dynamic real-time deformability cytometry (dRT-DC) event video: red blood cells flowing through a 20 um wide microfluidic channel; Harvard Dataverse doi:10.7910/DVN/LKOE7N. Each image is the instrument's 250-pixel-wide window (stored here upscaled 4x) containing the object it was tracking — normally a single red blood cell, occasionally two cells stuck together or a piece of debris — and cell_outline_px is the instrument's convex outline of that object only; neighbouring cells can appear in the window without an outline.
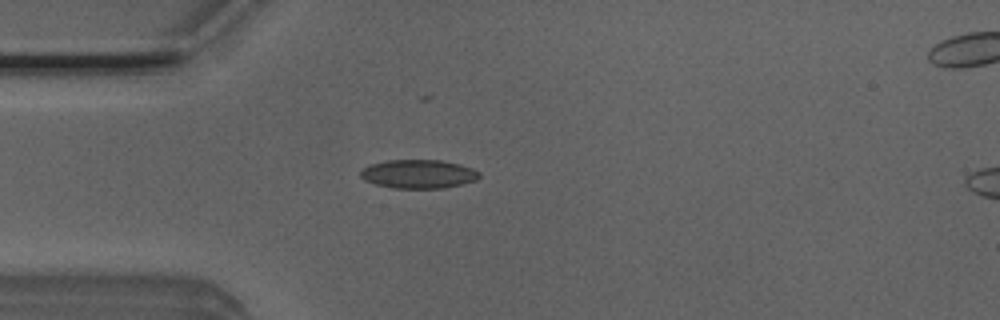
{"species": "Egyptian fruit bat (a non-hibernating species)", "species_latin": "Rousettus aegyptiacus", "temperature_condition": "room temperature", "stored_images_in_passage": 4, "camera_frame_rate_fps": 3000, "um_per_image_px": 0.085, "animal": {"sex": "male"}, "frame": {"image": 1, "passage_image": 3, "time_ms": 0.667, "image_size_px": [1000, 320], "cell_outline_px": [[480, 176], [476, 180], [444, 188], [392, 188], [376, 184], [364, 180], [360, 176], [360, 172], [368, 164], [388, 160], [440, 160], [460, 164], [472, 168], [480, 172]], "centroid_in_image_um": [35.56, 14.78], "position_along_channel_um": 49.4, "area_um2": 19.88}}